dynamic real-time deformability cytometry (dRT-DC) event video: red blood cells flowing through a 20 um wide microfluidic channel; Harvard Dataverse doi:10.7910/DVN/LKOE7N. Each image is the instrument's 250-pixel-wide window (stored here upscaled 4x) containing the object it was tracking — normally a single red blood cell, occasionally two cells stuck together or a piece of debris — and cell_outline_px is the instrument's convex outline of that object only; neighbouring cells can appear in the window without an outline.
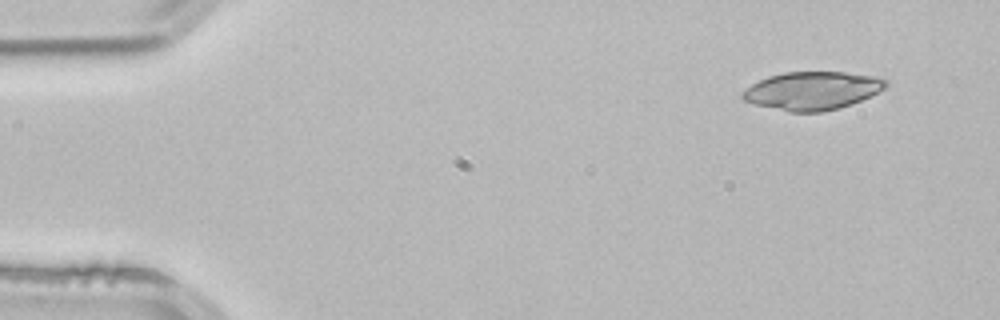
{"species": "common noctule bat (a hibernating species)", "species_latin": "Nyctalus noctula", "temperature_condition": "room temperature", "stored_images_in_passage": 2, "camera_frame_rate_fps": 3000, "um_per_image_px": 0.085, "animal": {"sex": "male", "body_mass_g": 21.5, "forearm_length_mm": 52.0}, "frame": {"image": 1, "passage_image": 1, "time_ms": 0.0, "image_size_px": [1000, 320], "cell_outline_px": [[888, 84], [884, 88], [872, 96], [836, 108], [820, 112], [788, 112], [752, 104], [744, 100], [740, 96], [740, 92], [744, 88], [768, 76], [784, 72], [844, 72], [872, 76], [888, 80]], "centroid_in_image_um": [68.98, 7.71], "position_along_channel_um": 16.0, "area_um2": 31.85}}